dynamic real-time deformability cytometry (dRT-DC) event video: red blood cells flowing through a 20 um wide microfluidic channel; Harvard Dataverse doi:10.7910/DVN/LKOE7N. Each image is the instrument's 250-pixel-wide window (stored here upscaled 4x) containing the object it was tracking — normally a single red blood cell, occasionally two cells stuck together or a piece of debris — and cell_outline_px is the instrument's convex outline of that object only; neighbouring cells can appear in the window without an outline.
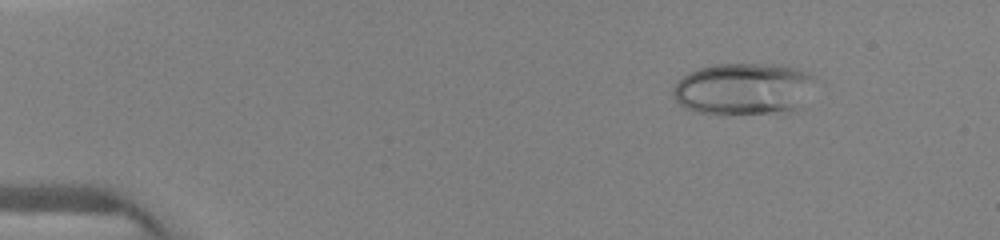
{"species": "human", "species_latin": "Homo sapiens", "temperature_condition": "warm", "stored_images_in_passage": 10, "camera_frame_rate_fps": 3000, "um_per_image_px": 0.085, "donor": {"sex": "female"}, "frame": {"image": 1, "passage_image": 4, "time_ms": 1.0, "image_size_px": [1000, 240], "cell_outline_px": [[816, 76], [800, 108], [796, 112], [784, 116], [728, 116], [696, 112], [684, 108], [672, 96], [672, 92], [676, 84], [684, 76], [700, 68], [716, 64], [772, 64], [796, 68], [808, 72]], "centroid_in_image_um": [63.25, 7.64], "position_along_channel_um": 21.7, "area_um2": 44.56}}